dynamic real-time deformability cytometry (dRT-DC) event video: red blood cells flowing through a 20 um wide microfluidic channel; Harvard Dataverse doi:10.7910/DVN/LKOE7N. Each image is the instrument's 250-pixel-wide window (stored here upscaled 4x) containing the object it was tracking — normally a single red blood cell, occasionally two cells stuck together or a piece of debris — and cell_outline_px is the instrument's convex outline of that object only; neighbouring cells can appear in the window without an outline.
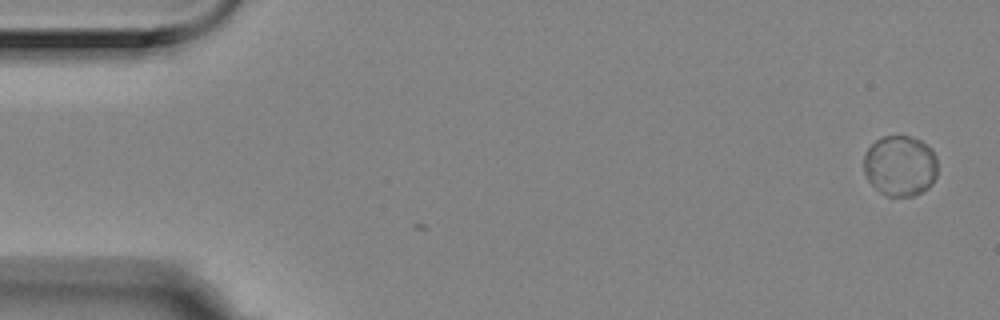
{"species": "Egyptian fruit bat (a non-hibernating species)", "species_latin": "Rousettus aegyptiacus", "temperature_condition": "room temperature", "stored_images_in_passage": 5, "camera_frame_rate_fps": 3000, "um_per_image_px": 0.085, "animal": {"sex": "female"}, "frame": {"image": 1, "passage_image": 1, "time_ms": 0.0, "image_size_px": [1000, 320], "cell_outline_px": [[936, 176], [932, 184], [928, 188], [912, 196], [888, 196], [880, 192], [868, 180], [864, 172], [864, 156], [868, 148], [876, 140], [884, 136], [912, 136], [920, 140], [936, 156]], "centroid_in_image_um": [76.5, 14.09], "position_along_channel_um": 8.5, "area_um2": 25.89}}